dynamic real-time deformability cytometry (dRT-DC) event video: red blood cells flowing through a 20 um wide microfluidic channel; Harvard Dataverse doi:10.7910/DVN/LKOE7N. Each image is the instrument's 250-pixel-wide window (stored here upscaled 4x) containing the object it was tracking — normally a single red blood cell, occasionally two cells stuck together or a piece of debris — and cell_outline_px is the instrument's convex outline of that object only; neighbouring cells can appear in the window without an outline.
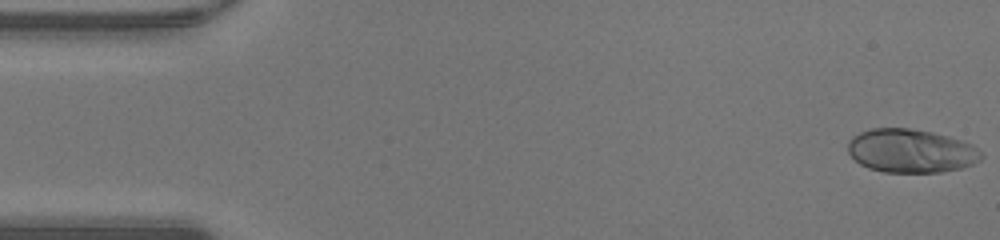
{"species": "human", "species_latin": "Homo sapiens", "temperature_condition": "warm", "stored_images_in_passage": 47, "camera_frame_rate_fps": 3000, "um_per_image_px": 0.085, "donor": {"sex": "male"}, "frame": {"image": 1, "passage_image": 1, "time_ms": 0.0, "image_size_px": [1000, 240], "cell_outline_px": [[984, 156], [980, 160], [972, 164], [960, 168], [940, 172], [884, 172], [868, 168], [860, 164], [848, 152], [848, 140], [852, 136], [860, 132], [872, 128], [908, 128], [932, 132], [948, 136], [972, 144]], "centroid_in_image_um": [77.41, 12.82], "position_along_channel_um": 7.6, "area_um2": 33.81}}
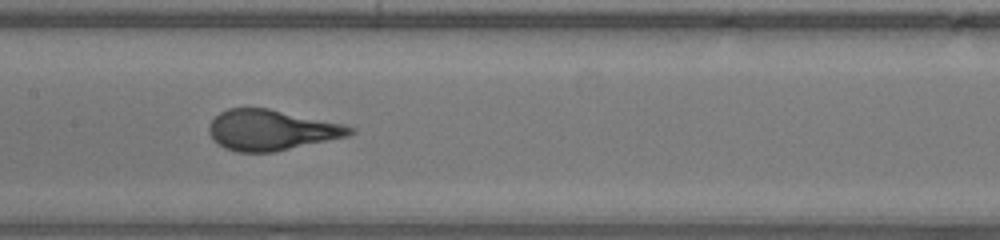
{"frame": {"image": 2, "passage_image": 23, "time_ms": 7.333, "image_size_px": [1000, 240], "cell_outline_px": [[356, 132], [348, 136], [272, 152], [236, 152], [224, 148], [208, 132], [208, 124], [220, 112], [228, 108], [268, 108], [344, 124], [356, 128]], "centroid_in_image_um": [23.07, 11.05], "position_along_channel_um": 184.3, "area_um2": 33.12}}
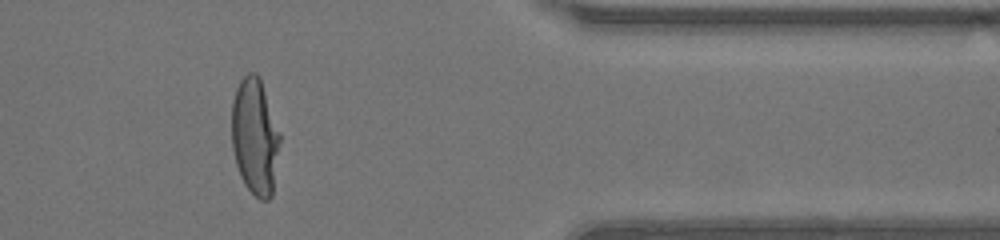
{"frame": {"image": 3, "passage_image": 39, "time_ms": 12.667, "image_size_px": [1000, 240], "cell_outline_px": [[280, 140], [272, 196], [268, 200], [260, 200], [244, 184], [240, 176], [236, 164], [232, 148], [232, 100], [236, 88], [240, 80], [248, 72], [256, 72], [260, 80], [280, 132]], "centroid_in_image_um": [21.66, 11.62], "position_along_channel_um": 389.7, "area_um2": 32.6}, "authors_computed_cell_mechanics": {"area_um2": 33.2928, "velocity_mm_per_s": 4.3317, "shape_relaxation_time_tau1_ms": 5.5951, "shape_relaxation_time_tau2_ms": null, "deformation_change_tau1": 0.3068, "deformation_change_tau2": null}}